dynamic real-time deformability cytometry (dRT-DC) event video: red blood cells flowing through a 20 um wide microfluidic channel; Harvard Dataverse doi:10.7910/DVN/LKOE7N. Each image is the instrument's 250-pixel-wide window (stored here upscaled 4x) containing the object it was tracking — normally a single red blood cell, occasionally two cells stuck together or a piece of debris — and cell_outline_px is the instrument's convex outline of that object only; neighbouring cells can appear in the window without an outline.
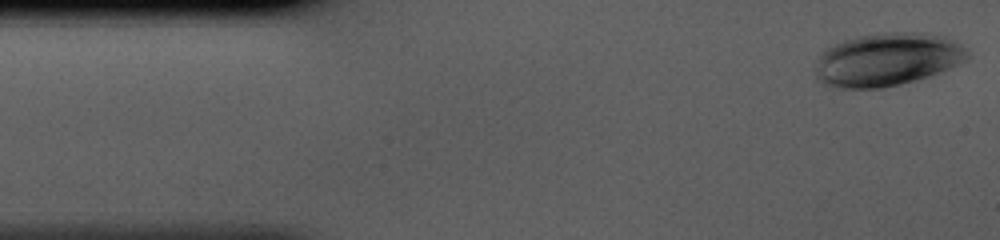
{"species": "human", "species_latin": "Homo sapiens", "temperature_condition": "cold", "stored_images_in_passage": 41, "camera_frame_rate_fps": 3000, "um_per_image_px": 0.085, "donor": {"sex": "male"}, "frame": {"image": 1, "passage_image": 1, "time_ms": 0.0, "image_size_px": [1000, 240], "cell_outline_px": [[968, 56], [964, 60], [940, 72], [916, 80], [900, 84], [880, 88], [836, 88], [824, 84], [816, 76], [816, 68], [820, 56], [828, 48], [844, 40], [856, 36], [880, 32], [924, 32], [944, 36], [960, 44], [968, 52]], "centroid_in_image_um": [75.41, 5.05], "position_along_channel_um": 9.6, "area_um2": 46.7}}
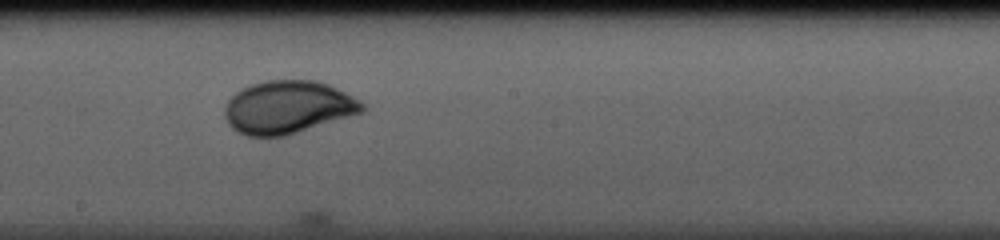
{"frame": {"image": 2, "passage_image": 22, "time_ms": 7.0, "image_size_px": [1000, 240], "cell_outline_px": [[368, 108], [364, 112], [284, 136], [248, 136], [236, 132], [228, 124], [224, 116], [224, 108], [228, 100], [240, 88], [252, 84], [268, 80], [316, 80], [328, 84], [360, 100]], "centroid_in_image_um": [24.46, 9.11], "position_along_channel_um": 223.7, "area_um2": 42.48}}
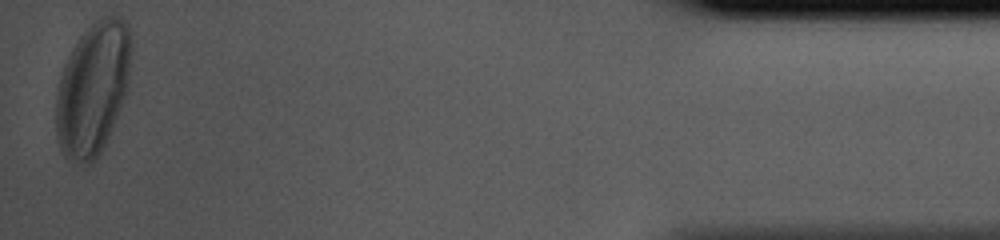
{"frame": {"image": 3, "passage_image": 41, "time_ms": 13.333, "image_size_px": [1000, 240], "cell_outline_px": [[132, 48], [128, 84], [124, 96], [108, 136], [96, 160], [92, 164], [84, 168], [68, 160], [64, 156], [60, 148], [56, 136], [56, 92], [60, 76], [64, 64], [72, 48], [80, 36], [100, 16], [108, 12], [120, 16], [128, 24], [132, 40]], "centroid_in_image_um": [7.89, 7.52], "position_along_channel_um": 427.3, "area_um2": 59.07}}